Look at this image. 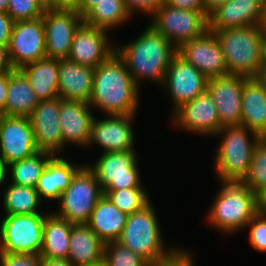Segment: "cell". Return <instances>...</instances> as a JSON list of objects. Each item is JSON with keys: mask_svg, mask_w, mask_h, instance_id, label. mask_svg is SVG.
Masks as SVG:
<instances>
[{"mask_svg": "<svg viewBox=\"0 0 266 266\" xmlns=\"http://www.w3.org/2000/svg\"><path fill=\"white\" fill-rule=\"evenodd\" d=\"M7 167L4 165L3 160L0 158V187L6 182Z\"/></svg>", "mask_w": 266, "mask_h": 266, "instance_id": "cell-51", "label": "cell"}, {"mask_svg": "<svg viewBox=\"0 0 266 266\" xmlns=\"http://www.w3.org/2000/svg\"><path fill=\"white\" fill-rule=\"evenodd\" d=\"M44 7L45 9H49V0H38Z\"/></svg>", "mask_w": 266, "mask_h": 266, "instance_id": "cell-55", "label": "cell"}, {"mask_svg": "<svg viewBox=\"0 0 266 266\" xmlns=\"http://www.w3.org/2000/svg\"><path fill=\"white\" fill-rule=\"evenodd\" d=\"M63 99L57 97L40 101L29 118L35 135L37 149L55 155H61L63 138L60 127V104Z\"/></svg>", "mask_w": 266, "mask_h": 266, "instance_id": "cell-20", "label": "cell"}, {"mask_svg": "<svg viewBox=\"0 0 266 266\" xmlns=\"http://www.w3.org/2000/svg\"><path fill=\"white\" fill-rule=\"evenodd\" d=\"M48 214H5L0 222V253L40 254L43 245V225Z\"/></svg>", "mask_w": 266, "mask_h": 266, "instance_id": "cell-8", "label": "cell"}, {"mask_svg": "<svg viewBox=\"0 0 266 266\" xmlns=\"http://www.w3.org/2000/svg\"><path fill=\"white\" fill-rule=\"evenodd\" d=\"M254 78L266 92V67L261 66Z\"/></svg>", "mask_w": 266, "mask_h": 266, "instance_id": "cell-50", "label": "cell"}, {"mask_svg": "<svg viewBox=\"0 0 266 266\" xmlns=\"http://www.w3.org/2000/svg\"><path fill=\"white\" fill-rule=\"evenodd\" d=\"M140 88L135 84L125 62L115 52L94 70L93 91L89 101L105 115H135Z\"/></svg>", "mask_w": 266, "mask_h": 266, "instance_id": "cell-1", "label": "cell"}, {"mask_svg": "<svg viewBox=\"0 0 266 266\" xmlns=\"http://www.w3.org/2000/svg\"><path fill=\"white\" fill-rule=\"evenodd\" d=\"M135 150L102 153L94 164L87 166L95 173L102 190L144 188Z\"/></svg>", "mask_w": 266, "mask_h": 266, "instance_id": "cell-10", "label": "cell"}, {"mask_svg": "<svg viewBox=\"0 0 266 266\" xmlns=\"http://www.w3.org/2000/svg\"><path fill=\"white\" fill-rule=\"evenodd\" d=\"M42 266H73L65 259H43Z\"/></svg>", "mask_w": 266, "mask_h": 266, "instance_id": "cell-49", "label": "cell"}, {"mask_svg": "<svg viewBox=\"0 0 266 266\" xmlns=\"http://www.w3.org/2000/svg\"><path fill=\"white\" fill-rule=\"evenodd\" d=\"M209 209L208 224L229 235L246 228L259 212V197L242 183L222 182Z\"/></svg>", "mask_w": 266, "mask_h": 266, "instance_id": "cell-4", "label": "cell"}, {"mask_svg": "<svg viewBox=\"0 0 266 266\" xmlns=\"http://www.w3.org/2000/svg\"><path fill=\"white\" fill-rule=\"evenodd\" d=\"M160 229L156 212L150 202L140 211L127 216L126 224L117 242L151 264L167 258L177 248L164 246Z\"/></svg>", "mask_w": 266, "mask_h": 266, "instance_id": "cell-6", "label": "cell"}, {"mask_svg": "<svg viewBox=\"0 0 266 266\" xmlns=\"http://www.w3.org/2000/svg\"><path fill=\"white\" fill-rule=\"evenodd\" d=\"M2 195L4 214L25 215L39 213L38 207L42 200L35 187L18 186L10 181Z\"/></svg>", "mask_w": 266, "mask_h": 266, "instance_id": "cell-32", "label": "cell"}, {"mask_svg": "<svg viewBox=\"0 0 266 266\" xmlns=\"http://www.w3.org/2000/svg\"><path fill=\"white\" fill-rule=\"evenodd\" d=\"M104 119H93L87 146L94 143L103 153L135 150V134L132 122L136 115H107Z\"/></svg>", "mask_w": 266, "mask_h": 266, "instance_id": "cell-16", "label": "cell"}, {"mask_svg": "<svg viewBox=\"0 0 266 266\" xmlns=\"http://www.w3.org/2000/svg\"><path fill=\"white\" fill-rule=\"evenodd\" d=\"M165 3L178 9L205 12L203 0H165Z\"/></svg>", "mask_w": 266, "mask_h": 266, "instance_id": "cell-43", "label": "cell"}, {"mask_svg": "<svg viewBox=\"0 0 266 266\" xmlns=\"http://www.w3.org/2000/svg\"><path fill=\"white\" fill-rule=\"evenodd\" d=\"M43 258L38 253H0V266H42Z\"/></svg>", "mask_w": 266, "mask_h": 266, "instance_id": "cell-39", "label": "cell"}, {"mask_svg": "<svg viewBox=\"0 0 266 266\" xmlns=\"http://www.w3.org/2000/svg\"><path fill=\"white\" fill-rule=\"evenodd\" d=\"M241 126L266 138V92L255 78L244 81L241 101Z\"/></svg>", "mask_w": 266, "mask_h": 266, "instance_id": "cell-26", "label": "cell"}, {"mask_svg": "<svg viewBox=\"0 0 266 266\" xmlns=\"http://www.w3.org/2000/svg\"><path fill=\"white\" fill-rule=\"evenodd\" d=\"M105 243L87 224H73L67 260L73 266H95L103 263Z\"/></svg>", "mask_w": 266, "mask_h": 266, "instance_id": "cell-24", "label": "cell"}, {"mask_svg": "<svg viewBox=\"0 0 266 266\" xmlns=\"http://www.w3.org/2000/svg\"><path fill=\"white\" fill-rule=\"evenodd\" d=\"M141 34L131 43L116 45V53L125 62L139 88L142 79L162 86L166 70L177 55V48L150 24Z\"/></svg>", "mask_w": 266, "mask_h": 266, "instance_id": "cell-2", "label": "cell"}, {"mask_svg": "<svg viewBox=\"0 0 266 266\" xmlns=\"http://www.w3.org/2000/svg\"><path fill=\"white\" fill-rule=\"evenodd\" d=\"M222 140L215 153L214 169L220 182H239L246 177L255 146L261 137L244 126L223 127L215 135Z\"/></svg>", "mask_w": 266, "mask_h": 266, "instance_id": "cell-5", "label": "cell"}, {"mask_svg": "<svg viewBox=\"0 0 266 266\" xmlns=\"http://www.w3.org/2000/svg\"><path fill=\"white\" fill-rule=\"evenodd\" d=\"M44 11L45 7L38 0H9L6 13L18 22L39 19Z\"/></svg>", "mask_w": 266, "mask_h": 266, "instance_id": "cell-37", "label": "cell"}, {"mask_svg": "<svg viewBox=\"0 0 266 266\" xmlns=\"http://www.w3.org/2000/svg\"><path fill=\"white\" fill-rule=\"evenodd\" d=\"M53 156L51 153L38 151L31 157L10 164L7 166V174H11L9 175L11 183L18 186L35 187L46 165Z\"/></svg>", "mask_w": 266, "mask_h": 266, "instance_id": "cell-33", "label": "cell"}, {"mask_svg": "<svg viewBox=\"0 0 266 266\" xmlns=\"http://www.w3.org/2000/svg\"><path fill=\"white\" fill-rule=\"evenodd\" d=\"M165 3V0H124L126 10L133 18L135 12H142L143 14L153 17L157 10Z\"/></svg>", "mask_w": 266, "mask_h": 266, "instance_id": "cell-40", "label": "cell"}, {"mask_svg": "<svg viewBox=\"0 0 266 266\" xmlns=\"http://www.w3.org/2000/svg\"><path fill=\"white\" fill-rule=\"evenodd\" d=\"M241 183L258 196L266 188V138L255 146L249 171Z\"/></svg>", "mask_w": 266, "mask_h": 266, "instance_id": "cell-34", "label": "cell"}, {"mask_svg": "<svg viewBox=\"0 0 266 266\" xmlns=\"http://www.w3.org/2000/svg\"><path fill=\"white\" fill-rule=\"evenodd\" d=\"M172 113L174 126L192 134L211 137L221 129L218 110L208 90L194 100L182 104Z\"/></svg>", "mask_w": 266, "mask_h": 266, "instance_id": "cell-15", "label": "cell"}, {"mask_svg": "<svg viewBox=\"0 0 266 266\" xmlns=\"http://www.w3.org/2000/svg\"><path fill=\"white\" fill-rule=\"evenodd\" d=\"M228 0H203L205 13L209 16L219 6L224 5Z\"/></svg>", "mask_w": 266, "mask_h": 266, "instance_id": "cell-48", "label": "cell"}, {"mask_svg": "<svg viewBox=\"0 0 266 266\" xmlns=\"http://www.w3.org/2000/svg\"><path fill=\"white\" fill-rule=\"evenodd\" d=\"M149 266H195L192 255L182 248H176L167 258Z\"/></svg>", "mask_w": 266, "mask_h": 266, "instance_id": "cell-41", "label": "cell"}, {"mask_svg": "<svg viewBox=\"0 0 266 266\" xmlns=\"http://www.w3.org/2000/svg\"><path fill=\"white\" fill-rule=\"evenodd\" d=\"M103 264L105 266H149L145 259L117 241L105 244Z\"/></svg>", "mask_w": 266, "mask_h": 266, "instance_id": "cell-36", "label": "cell"}, {"mask_svg": "<svg viewBox=\"0 0 266 266\" xmlns=\"http://www.w3.org/2000/svg\"><path fill=\"white\" fill-rule=\"evenodd\" d=\"M103 193L115 206L127 215L140 211L151 202L144 188L104 190Z\"/></svg>", "mask_w": 266, "mask_h": 266, "instance_id": "cell-35", "label": "cell"}, {"mask_svg": "<svg viewBox=\"0 0 266 266\" xmlns=\"http://www.w3.org/2000/svg\"><path fill=\"white\" fill-rule=\"evenodd\" d=\"M258 197H259V205H266V188Z\"/></svg>", "mask_w": 266, "mask_h": 266, "instance_id": "cell-54", "label": "cell"}, {"mask_svg": "<svg viewBox=\"0 0 266 266\" xmlns=\"http://www.w3.org/2000/svg\"><path fill=\"white\" fill-rule=\"evenodd\" d=\"M4 116H5V115L0 114V126H1V123H2V120H3Z\"/></svg>", "mask_w": 266, "mask_h": 266, "instance_id": "cell-57", "label": "cell"}, {"mask_svg": "<svg viewBox=\"0 0 266 266\" xmlns=\"http://www.w3.org/2000/svg\"><path fill=\"white\" fill-rule=\"evenodd\" d=\"M209 30H223L266 22V0H228L208 17Z\"/></svg>", "mask_w": 266, "mask_h": 266, "instance_id": "cell-21", "label": "cell"}, {"mask_svg": "<svg viewBox=\"0 0 266 266\" xmlns=\"http://www.w3.org/2000/svg\"><path fill=\"white\" fill-rule=\"evenodd\" d=\"M95 266H105L103 263H101V264H98V265H95Z\"/></svg>", "mask_w": 266, "mask_h": 266, "instance_id": "cell-58", "label": "cell"}, {"mask_svg": "<svg viewBox=\"0 0 266 266\" xmlns=\"http://www.w3.org/2000/svg\"><path fill=\"white\" fill-rule=\"evenodd\" d=\"M249 243L260 253H266V217L259 211L247 224Z\"/></svg>", "mask_w": 266, "mask_h": 266, "instance_id": "cell-38", "label": "cell"}, {"mask_svg": "<svg viewBox=\"0 0 266 266\" xmlns=\"http://www.w3.org/2000/svg\"><path fill=\"white\" fill-rule=\"evenodd\" d=\"M208 17L205 12L178 9L164 3L149 24L178 49L209 30Z\"/></svg>", "mask_w": 266, "mask_h": 266, "instance_id": "cell-9", "label": "cell"}, {"mask_svg": "<svg viewBox=\"0 0 266 266\" xmlns=\"http://www.w3.org/2000/svg\"><path fill=\"white\" fill-rule=\"evenodd\" d=\"M124 0H102L83 17L84 23L106 31L130 21Z\"/></svg>", "mask_w": 266, "mask_h": 266, "instance_id": "cell-31", "label": "cell"}, {"mask_svg": "<svg viewBox=\"0 0 266 266\" xmlns=\"http://www.w3.org/2000/svg\"><path fill=\"white\" fill-rule=\"evenodd\" d=\"M99 1L102 0H80L77 11L84 17Z\"/></svg>", "mask_w": 266, "mask_h": 266, "instance_id": "cell-47", "label": "cell"}, {"mask_svg": "<svg viewBox=\"0 0 266 266\" xmlns=\"http://www.w3.org/2000/svg\"><path fill=\"white\" fill-rule=\"evenodd\" d=\"M107 33L83 22L75 31L68 59L93 68L107 61L116 52Z\"/></svg>", "mask_w": 266, "mask_h": 266, "instance_id": "cell-19", "label": "cell"}, {"mask_svg": "<svg viewBox=\"0 0 266 266\" xmlns=\"http://www.w3.org/2000/svg\"><path fill=\"white\" fill-rule=\"evenodd\" d=\"M103 195L95 173L83 164L70 185L62 192L58 200L60 209L54 213L72 224H87L94 207Z\"/></svg>", "mask_w": 266, "mask_h": 266, "instance_id": "cell-7", "label": "cell"}, {"mask_svg": "<svg viewBox=\"0 0 266 266\" xmlns=\"http://www.w3.org/2000/svg\"><path fill=\"white\" fill-rule=\"evenodd\" d=\"M177 54L208 79L228 74L221 46L214 32L209 30L201 37L182 44Z\"/></svg>", "mask_w": 266, "mask_h": 266, "instance_id": "cell-17", "label": "cell"}, {"mask_svg": "<svg viewBox=\"0 0 266 266\" xmlns=\"http://www.w3.org/2000/svg\"><path fill=\"white\" fill-rule=\"evenodd\" d=\"M7 51L12 69H20L47 57L42 17L31 21L14 22Z\"/></svg>", "mask_w": 266, "mask_h": 266, "instance_id": "cell-11", "label": "cell"}, {"mask_svg": "<svg viewBox=\"0 0 266 266\" xmlns=\"http://www.w3.org/2000/svg\"><path fill=\"white\" fill-rule=\"evenodd\" d=\"M259 211L266 217V205H259Z\"/></svg>", "mask_w": 266, "mask_h": 266, "instance_id": "cell-56", "label": "cell"}, {"mask_svg": "<svg viewBox=\"0 0 266 266\" xmlns=\"http://www.w3.org/2000/svg\"><path fill=\"white\" fill-rule=\"evenodd\" d=\"M246 79L232 74L208 79L207 90L218 110L221 128L241 126V101Z\"/></svg>", "mask_w": 266, "mask_h": 266, "instance_id": "cell-18", "label": "cell"}, {"mask_svg": "<svg viewBox=\"0 0 266 266\" xmlns=\"http://www.w3.org/2000/svg\"><path fill=\"white\" fill-rule=\"evenodd\" d=\"M83 165H75L63 156H53L46 165L35 188L42 200H59L63 191L70 185L75 173Z\"/></svg>", "mask_w": 266, "mask_h": 266, "instance_id": "cell-25", "label": "cell"}, {"mask_svg": "<svg viewBox=\"0 0 266 266\" xmlns=\"http://www.w3.org/2000/svg\"><path fill=\"white\" fill-rule=\"evenodd\" d=\"M9 5V0H0V12L6 13Z\"/></svg>", "mask_w": 266, "mask_h": 266, "instance_id": "cell-53", "label": "cell"}, {"mask_svg": "<svg viewBox=\"0 0 266 266\" xmlns=\"http://www.w3.org/2000/svg\"><path fill=\"white\" fill-rule=\"evenodd\" d=\"M40 100L29 80L19 69L8 72V93L4 106L5 116L29 117Z\"/></svg>", "mask_w": 266, "mask_h": 266, "instance_id": "cell-28", "label": "cell"}, {"mask_svg": "<svg viewBox=\"0 0 266 266\" xmlns=\"http://www.w3.org/2000/svg\"><path fill=\"white\" fill-rule=\"evenodd\" d=\"M80 0H49V9L78 10Z\"/></svg>", "mask_w": 266, "mask_h": 266, "instance_id": "cell-44", "label": "cell"}, {"mask_svg": "<svg viewBox=\"0 0 266 266\" xmlns=\"http://www.w3.org/2000/svg\"><path fill=\"white\" fill-rule=\"evenodd\" d=\"M209 31L221 46L228 74L254 78L262 66L265 25Z\"/></svg>", "mask_w": 266, "mask_h": 266, "instance_id": "cell-3", "label": "cell"}, {"mask_svg": "<svg viewBox=\"0 0 266 266\" xmlns=\"http://www.w3.org/2000/svg\"><path fill=\"white\" fill-rule=\"evenodd\" d=\"M208 78L178 54L166 70L162 87L171 96L173 112L207 90Z\"/></svg>", "mask_w": 266, "mask_h": 266, "instance_id": "cell-14", "label": "cell"}, {"mask_svg": "<svg viewBox=\"0 0 266 266\" xmlns=\"http://www.w3.org/2000/svg\"><path fill=\"white\" fill-rule=\"evenodd\" d=\"M29 80L40 101L59 97L58 59L45 57L19 69Z\"/></svg>", "mask_w": 266, "mask_h": 266, "instance_id": "cell-29", "label": "cell"}, {"mask_svg": "<svg viewBox=\"0 0 266 266\" xmlns=\"http://www.w3.org/2000/svg\"><path fill=\"white\" fill-rule=\"evenodd\" d=\"M127 214L103 195L94 207L87 225L106 244L120 238Z\"/></svg>", "mask_w": 266, "mask_h": 266, "instance_id": "cell-27", "label": "cell"}, {"mask_svg": "<svg viewBox=\"0 0 266 266\" xmlns=\"http://www.w3.org/2000/svg\"><path fill=\"white\" fill-rule=\"evenodd\" d=\"M46 39V56L68 59L75 31L84 22L75 10L45 9L42 16Z\"/></svg>", "mask_w": 266, "mask_h": 266, "instance_id": "cell-13", "label": "cell"}, {"mask_svg": "<svg viewBox=\"0 0 266 266\" xmlns=\"http://www.w3.org/2000/svg\"><path fill=\"white\" fill-rule=\"evenodd\" d=\"M8 93V73L0 75V114L4 115V106Z\"/></svg>", "mask_w": 266, "mask_h": 266, "instance_id": "cell-45", "label": "cell"}, {"mask_svg": "<svg viewBox=\"0 0 266 266\" xmlns=\"http://www.w3.org/2000/svg\"><path fill=\"white\" fill-rule=\"evenodd\" d=\"M14 21L7 13L0 12V45L8 46Z\"/></svg>", "mask_w": 266, "mask_h": 266, "instance_id": "cell-42", "label": "cell"}, {"mask_svg": "<svg viewBox=\"0 0 266 266\" xmlns=\"http://www.w3.org/2000/svg\"><path fill=\"white\" fill-rule=\"evenodd\" d=\"M94 113L89 103L62 100L60 104V127L63 149L67 144L87 147Z\"/></svg>", "mask_w": 266, "mask_h": 266, "instance_id": "cell-22", "label": "cell"}, {"mask_svg": "<svg viewBox=\"0 0 266 266\" xmlns=\"http://www.w3.org/2000/svg\"><path fill=\"white\" fill-rule=\"evenodd\" d=\"M262 66L266 67V29H265L264 40H263Z\"/></svg>", "mask_w": 266, "mask_h": 266, "instance_id": "cell-52", "label": "cell"}, {"mask_svg": "<svg viewBox=\"0 0 266 266\" xmlns=\"http://www.w3.org/2000/svg\"><path fill=\"white\" fill-rule=\"evenodd\" d=\"M38 151L30 118L4 116L0 126V158L4 165L7 167Z\"/></svg>", "mask_w": 266, "mask_h": 266, "instance_id": "cell-12", "label": "cell"}, {"mask_svg": "<svg viewBox=\"0 0 266 266\" xmlns=\"http://www.w3.org/2000/svg\"><path fill=\"white\" fill-rule=\"evenodd\" d=\"M72 225L54 212H50L46 216L43 225V245L40 253L43 259L67 260Z\"/></svg>", "mask_w": 266, "mask_h": 266, "instance_id": "cell-30", "label": "cell"}, {"mask_svg": "<svg viewBox=\"0 0 266 266\" xmlns=\"http://www.w3.org/2000/svg\"><path fill=\"white\" fill-rule=\"evenodd\" d=\"M11 70L12 67L9 62L7 47L0 45V75L8 73Z\"/></svg>", "mask_w": 266, "mask_h": 266, "instance_id": "cell-46", "label": "cell"}, {"mask_svg": "<svg viewBox=\"0 0 266 266\" xmlns=\"http://www.w3.org/2000/svg\"><path fill=\"white\" fill-rule=\"evenodd\" d=\"M58 70L59 97L63 100L89 103L93 91L95 68L69 59H58Z\"/></svg>", "mask_w": 266, "mask_h": 266, "instance_id": "cell-23", "label": "cell"}]
</instances>
